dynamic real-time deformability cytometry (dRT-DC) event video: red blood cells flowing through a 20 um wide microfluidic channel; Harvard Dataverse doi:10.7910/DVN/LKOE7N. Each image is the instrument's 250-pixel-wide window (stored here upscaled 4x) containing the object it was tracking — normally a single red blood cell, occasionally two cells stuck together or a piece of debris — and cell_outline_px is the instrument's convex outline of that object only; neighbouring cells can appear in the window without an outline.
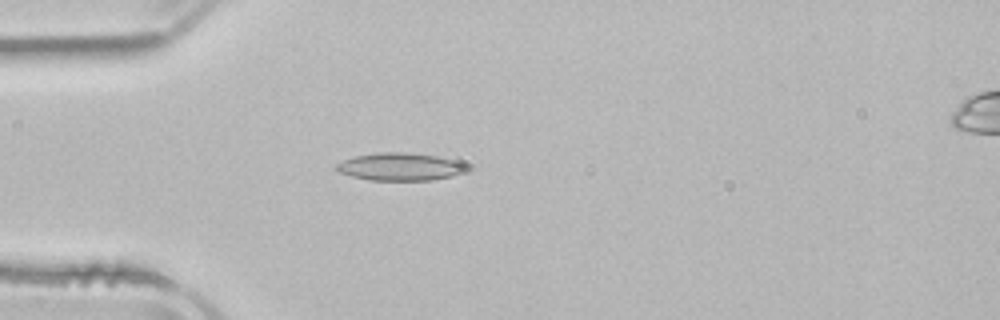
{"species": "common noctule bat (a hibernating species)", "species_latin": "Nyctalus noctula", "temperature_condition": "room temperature", "stored_images_in_passage": 4, "camera_frame_rate_fps": 3000, "um_per_image_px": 0.085, "animal": {"sex": "male", "body_mass_g": 21.5, "forearm_length_mm": 52.0}, "frame": {"image": 1, "passage_image": 4, "time_ms": 4.333, "image_size_px": [1000, 320], "cell_outline_px": [[468, 172], [452, 176], [432, 180], [368, 180], [352, 176], [340, 172], [336, 168], [336, 164], [344, 160], [356, 156], [380, 152], [408, 152], [436, 156], [468, 164]], "centroid_in_image_um": [34.07, 14.17], "position_along_channel_um": 50.9, "area_um2": 20.98}}